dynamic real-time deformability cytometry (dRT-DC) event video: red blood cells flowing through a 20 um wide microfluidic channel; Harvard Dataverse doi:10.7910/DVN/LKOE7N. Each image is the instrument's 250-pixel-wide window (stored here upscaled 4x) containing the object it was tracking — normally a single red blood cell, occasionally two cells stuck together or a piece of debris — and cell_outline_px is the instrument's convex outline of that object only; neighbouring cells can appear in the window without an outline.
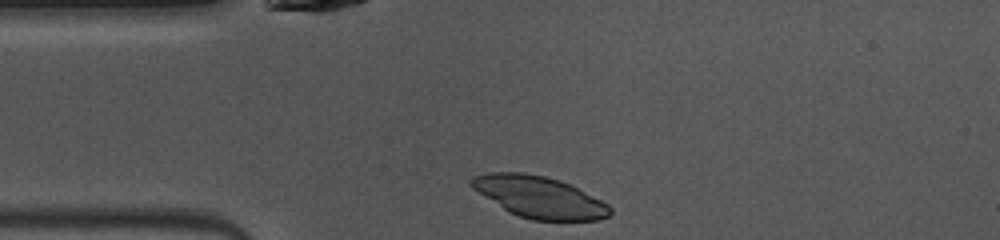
{"species": "common noctule bat (a hibernating species)", "species_latin": "Nyctalus noctula", "temperature_condition": "warm", "stored_images_in_passage": 38, "camera_frame_rate_fps": 3000, "um_per_image_px": 0.085, "animal": {"sex": "female", "body_mass_g": 10.0, "forearm_length_mm": 53.1}, "frame": {"image": 1, "passage_image": 1, "time_ms": 0.0, "image_size_px": [1000, 240], "cell_outline_px": [[612, 212], [608, 216], [600, 220], [532, 220], [508, 212], [472, 188], [468, 184], [468, 180], [472, 176], [488, 172], [524, 172], [544, 176], [560, 180], [608, 204], [612, 208]], "centroid_in_image_um": [45.79, 16.74], "position_along_channel_um": 39.2, "area_um2": 33.47}}